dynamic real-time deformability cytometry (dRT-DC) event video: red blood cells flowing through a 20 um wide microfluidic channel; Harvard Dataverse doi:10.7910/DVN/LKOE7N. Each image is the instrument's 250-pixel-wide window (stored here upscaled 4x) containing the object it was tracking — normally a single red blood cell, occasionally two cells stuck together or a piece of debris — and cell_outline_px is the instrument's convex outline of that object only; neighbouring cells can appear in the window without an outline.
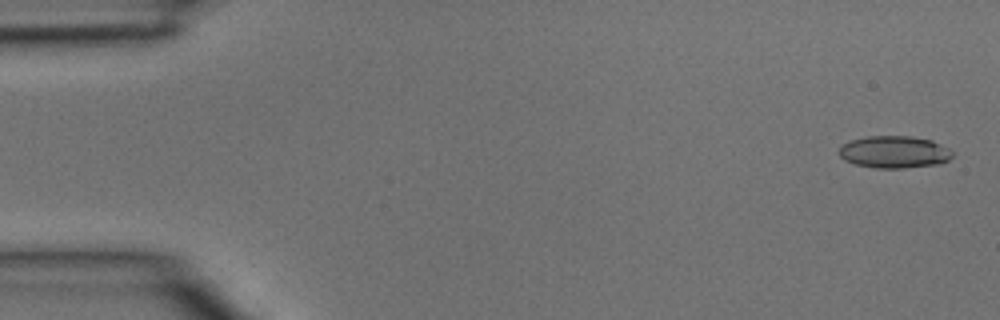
{"species": "common noctule bat (a hibernating species)", "species_latin": "Nyctalus noctula", "temperature_condition": "room temperature", "stored_images_in_passage": 6, "camera_frame_rate_fps": 3000, "um_per_image_px": 0.085, "animal": {"sex": "male", "body_mass_g": 15.6}, "frame": {"image": 1, "passage_image": 1, "time_ms": 0.0, "image_size_px": [1000, 320], "cell_outline_px": [[952, 156], [948, 160], [940, 164], [904, 168], [876, 168], [856, 164], [844, 160], [840, 156], [840, 148], [844, 144], [852, 140], [868, 136], [912, 136], [932, 140], [948, 148], [952, 152]], "centroid_in_image_um": [76.04, 12.92], "position_along_channel_um": 9.0, "area_um2": 21.15}}